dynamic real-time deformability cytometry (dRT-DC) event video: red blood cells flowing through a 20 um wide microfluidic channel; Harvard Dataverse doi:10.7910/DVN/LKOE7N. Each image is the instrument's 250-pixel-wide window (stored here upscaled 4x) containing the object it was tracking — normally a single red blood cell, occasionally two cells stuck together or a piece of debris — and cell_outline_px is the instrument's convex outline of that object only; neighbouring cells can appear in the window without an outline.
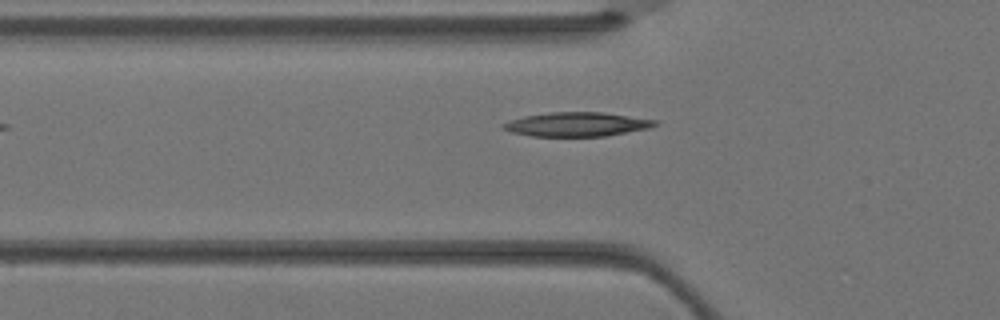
{"species": "Egyptian fruit bat (a non-hibernating species)", "species_latin": "Rousettus aegyptiacus", "temperature_condition": "warm", "stored_images_in_passage": 4, "camera_frame_rate_fps": 3000, "um_per_image_px": 0.085, "animal": {"sex": "female"}, "frame": {"image": 1, "passage_image": 4, "time_ms": 1.0, "image_size_px": [1000, 320], "cell_outline_px": [[660, 120], [656, 124], [648, 128], [604, 136], [532, 136], [512, 132], [504, 128], [500, 124], [524, 116], [552, 112], [604, 112]], "centroid_in_image_um": [49.06, 10.56], "position_along_channel_um": 76.7, "area_um2": 21.15}}